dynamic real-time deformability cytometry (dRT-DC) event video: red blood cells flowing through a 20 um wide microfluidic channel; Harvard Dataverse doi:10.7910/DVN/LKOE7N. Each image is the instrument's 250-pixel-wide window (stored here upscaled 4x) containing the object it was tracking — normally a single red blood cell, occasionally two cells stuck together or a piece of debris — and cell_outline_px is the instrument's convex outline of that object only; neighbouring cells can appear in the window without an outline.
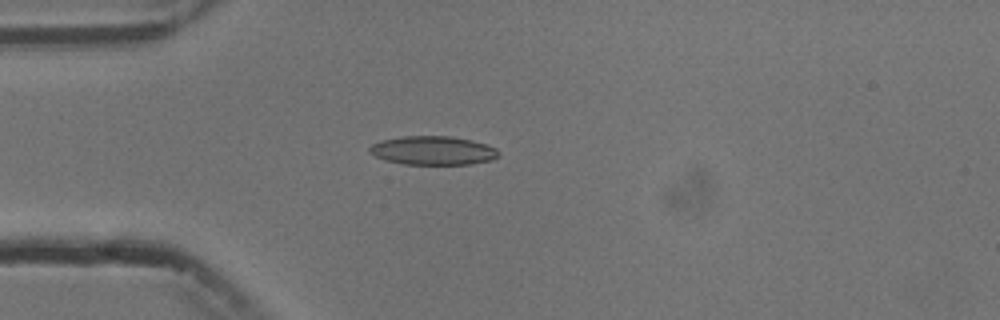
{"species": "common noctule bat (a hibernating species)", "species_latin": "Nyctalus noctula", "temperature_condition": "cold", "stored_images_in_passage": 3, "camera_frame_rate_fps": 3000, "um_per_image_px": 0.085, "animal": {"sex": "male", "body_mass_g": 13.3}, "frame": {"image": 1, "passage_image": 3, "time_ms": 3.0, "image_size_px": [1000, 320], "cell_outline_px": [[500, 156], [492, 160], [468, 164], [404, 164], [384, 160], [368, 152], [368, 148], [372, 144], [380, 140], [404, 136], [452, 136], [472, 140], [496, 148], [500, 152]], "centroid_in_image_um": [36.8, 12.79], "position_along_channel_um": 48.2, "area_um2": 21.73}}